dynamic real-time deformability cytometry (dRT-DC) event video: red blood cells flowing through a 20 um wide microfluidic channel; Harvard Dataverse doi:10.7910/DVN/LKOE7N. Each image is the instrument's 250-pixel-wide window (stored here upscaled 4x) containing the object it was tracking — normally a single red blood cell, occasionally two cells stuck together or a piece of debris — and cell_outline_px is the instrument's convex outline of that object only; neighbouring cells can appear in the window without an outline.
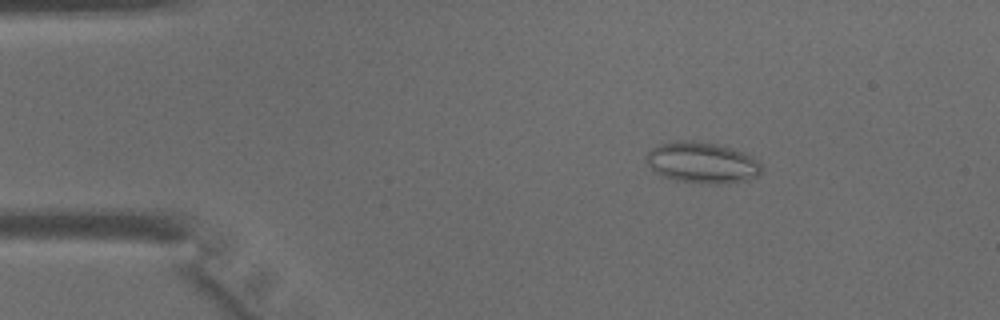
{"species": "common noctule bat (a hibernating species)", "species_latin": "Nyctalus noctula", "temperature_condition": "warm", "stored_images_in_passage": 45, "camera_frame_rate_fps": 3000, "um_per_image_px": 0.085, "animal": {"sex": "male", "body_mass_g": 15.6}, "frame": {"image": 1, "passage_image": 7, "time_ms": 2.0, "image_size_px": [1000, 320], "cell_outline_px": [[760, 172], [756, 176], [748, 180], [728, 184], [704, 184], [676, 180], [664, 176], [656, 172], [644, 160], [648, 152], [656, 144], [676, 140], [696, 140], [720, 144], [736, 148], [752, 156], [760, 164]], "centroid_in_image_um": [59.68, 13.8], "position_along_channel_um": 25.3, "area_um2": 28.09}}
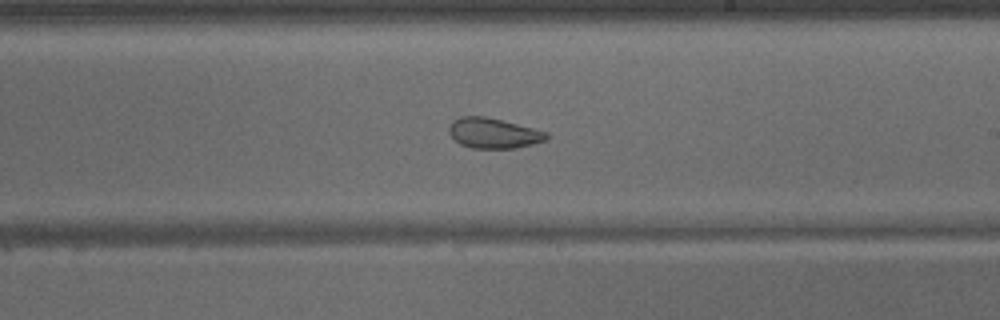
{"frame": {"image": 2, "passage_image": 26, "time_ms": 8.333, "image_size_px": [1000, 320], "cell_outline_px": [[548, 140], [516, 148], [472, 148], [460, 144], [448, 132], [448, 128], [452, 120], [460, 116], [484, 116], [548, 132]], "centroid_in_image_um": [41.93, 11.32], "position_along_channel_um": 247.1, "area_um2": 17.11}}
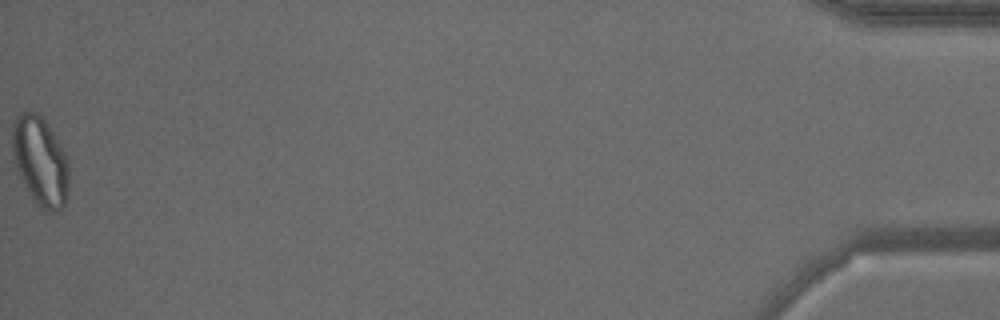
{"frame": {"image": 3, "passage_image": 45, "time_ms": 14.667, "image_size_px": [1000, 320], "cell_outline_px": [[68, 196], [60, 212], [44, 212], [36, 204], [28, 192], [16, 168], [12, 152], [12, 128], [16, 116], [24, 108], [36, 112], [44, 120], [60, 144], [64, 152], [68, 164]], "centroid_in_image_um": [3.41, 13.71], "position_along_channel_um": 431.8, "area_um2": 29.65}}